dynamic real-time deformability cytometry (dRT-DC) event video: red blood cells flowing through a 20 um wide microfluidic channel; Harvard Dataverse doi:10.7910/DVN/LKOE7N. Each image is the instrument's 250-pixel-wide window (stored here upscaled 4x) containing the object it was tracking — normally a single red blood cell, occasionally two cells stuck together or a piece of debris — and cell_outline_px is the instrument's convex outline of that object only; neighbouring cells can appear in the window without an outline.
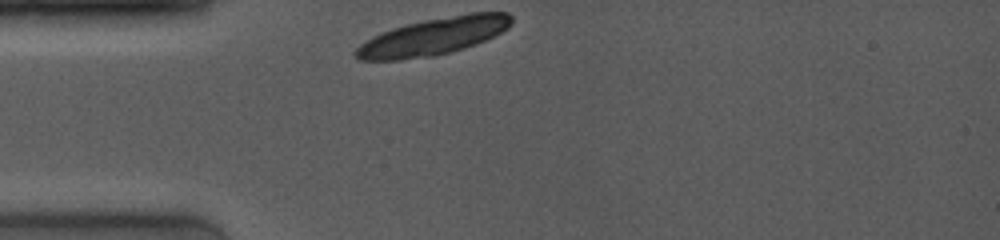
{"species": "common noctule bat (a hibernating species)", "species_latin": "Nyctalus noctula", "temperature_condition": "room temperature", "stored_images_in_passage": 1, "camera_frame_rate_fps": 4000, "um_per_image_px": 0.085, "animal": {"sex": "female", "body_mass_g": 19.0, "forearm_length_mm": 53.3}, "frame": {"image": 1, "passage_image": 1, "time_ms": 0.0, "image_size_px": [1000, 240], "cell_outline_px": [[512, 24], [508, 28], [476, 44], [452, 52], [436, 56], [400, 60], [360, 60], [352, 56], [352, 52], [360, 44], [372, 36], [392, 28], [424, 20], [472, 12], [508, 12], [512, 16]], "centroid_in_image_um": [36.81, 3.11], "position_along_channel_um": 48.2, "area_um2": 33.93}}